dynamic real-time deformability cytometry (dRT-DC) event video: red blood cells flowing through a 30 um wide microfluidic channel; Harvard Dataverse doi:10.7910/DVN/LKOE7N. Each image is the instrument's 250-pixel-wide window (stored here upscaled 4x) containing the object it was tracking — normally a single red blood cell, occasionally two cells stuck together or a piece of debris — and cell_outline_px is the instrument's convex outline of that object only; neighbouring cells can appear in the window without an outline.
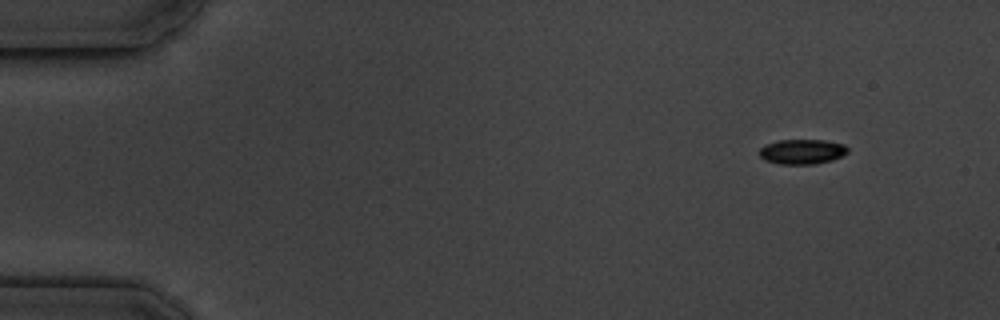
{"species": "common noctule bat (a hibernating species)", "species_latin": "Nyctalus noctula", "temperature_condition": "cold", "stored_images_in_passage": 4, "camera_frame_rate_fps": 3000, "um_per_image_px": 0.085, "animal": {"sex": "male", "body_mass_g": 19.5, "forearm_length_mm": 54.6}, "frame": {"image": 1, "passage_image": 1, "time_ms": 0.0, "image_size_px": [1000, 320], "cell_outline_px": [[848, 152], [832, 160], [816, 164], [780, 164], [764, 160], [760, 156], [760, 148], [764, 144], [780, 140], [824, 140], [844, 144], [848, 148]], "centroid_in_image_um": [68.17, 12.89], "position_along_channel_um": 16.8, "area_um2": 12.83}}
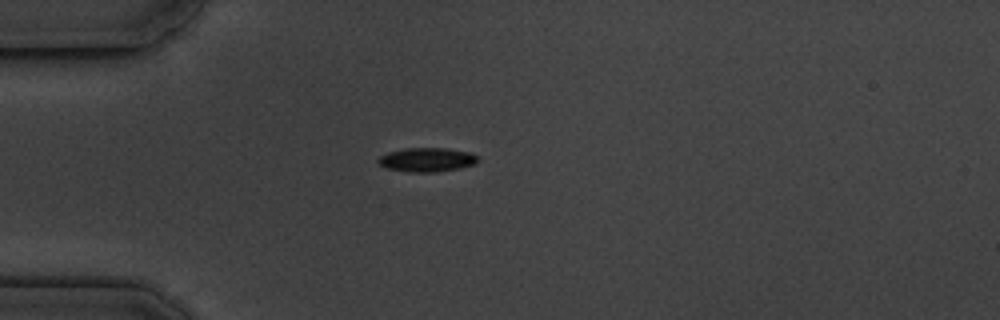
{"frame": {"image": 2, "passage_image": 4, "time_ms": 3.333, "image_size_px": [1000, 320], "cell_outline_px": [[480, 160], [476, 164], [460, 168], [436, 172], [408, 172], [388, 168], [380, 164], [376, 160], [380, 156], [388, 152], [404, 148], [444, 148], [468, 152], [476, 156]], "centroid_in_image_um": [36.29, 13.58], "position_along_channel_um": 48.7, "area_um2": 13.93}}